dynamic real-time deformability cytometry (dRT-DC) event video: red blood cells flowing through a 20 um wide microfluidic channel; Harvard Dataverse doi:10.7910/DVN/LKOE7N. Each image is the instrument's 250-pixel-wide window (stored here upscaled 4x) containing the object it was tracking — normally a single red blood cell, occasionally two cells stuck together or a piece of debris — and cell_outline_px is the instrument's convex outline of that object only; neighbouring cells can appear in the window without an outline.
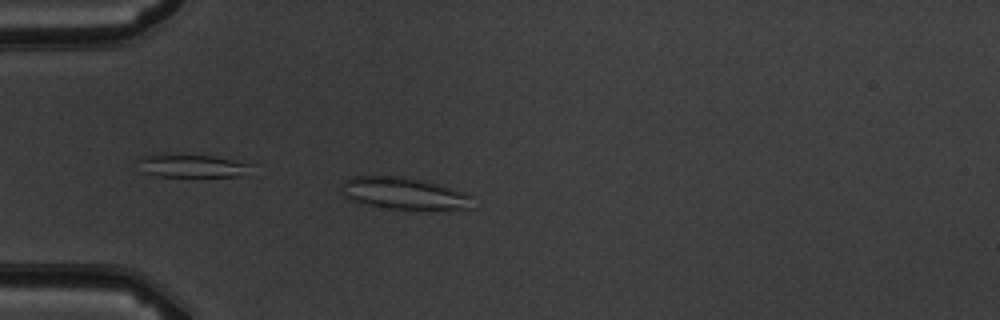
{"species": "common noctule bat (a hibernating species)", "species_latin": "Nyctalus noctula", "temperature_condition": "warm", "stored_images_in_passage": 6, "camera_frame_rate_fps": 3000, "um_per_image_px": 0.085, "animal": {"sex": "male", "body_mass_g": 19.5, "forearm_length_mm": 54.6}, "frame": {"image": 1, "passage_image": 6, "time_ms": 5.667, "image_size_px": [1000, 320], "cell_outline_px": [[472, 208], [432, 212], [428, 212], [388, 208], [368, 204], [344, 196], [340, 192], [340, 184], [344, 180], [352, 176], [404, 176], [424, 180], [464, 192], [472, 196]], "centroid_in_image_um": [34.4, 16.47], "position_along_channel_um": 50.6, "area_um2": 25.2}}